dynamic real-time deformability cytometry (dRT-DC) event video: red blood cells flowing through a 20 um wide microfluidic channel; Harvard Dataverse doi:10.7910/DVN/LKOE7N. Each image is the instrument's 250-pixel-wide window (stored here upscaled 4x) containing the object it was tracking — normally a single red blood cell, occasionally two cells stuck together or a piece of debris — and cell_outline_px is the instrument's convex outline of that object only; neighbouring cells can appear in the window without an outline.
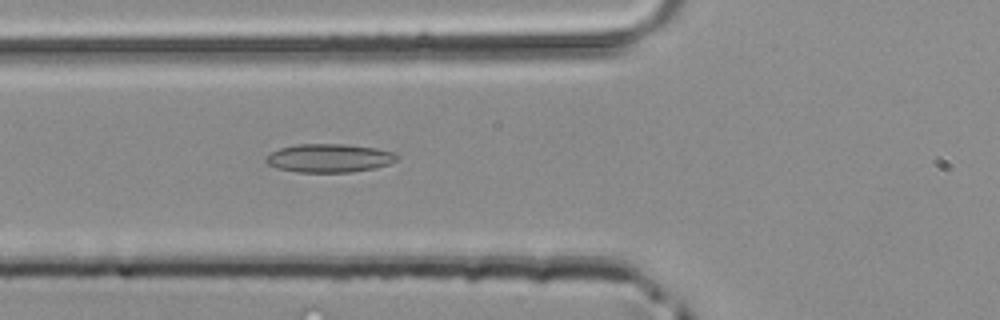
{"species": "common noctule bat (a hibernating species)", "species_latin": "Nyctalus noctula", "temperature_condition": "room temperature", "stored_images_in_passage": 44, "camera_frame_rate_fps": 3000, "um_per_image_px": 0.085, "animal": {"sex": "male", "body_mass_g": 20.4}, "frame": {"image": 1, "passage_image": 17, "time_ms": 5.333, "image_size_px": [1000, 320], "cell_outline_px": [[400, 156], [396, 160], [388, 164], [376, 168], [352, 172], [296, 172], [276, 168], [268, 164], [264, 160], [272, 152], [280, 148], [296, 144], [344, 144], [376, 148], [396, 152]], "centroid_in_image_um": [28.01, 13.44], "position_along_channel_um": 97.8, "area_um2": 21.85}}
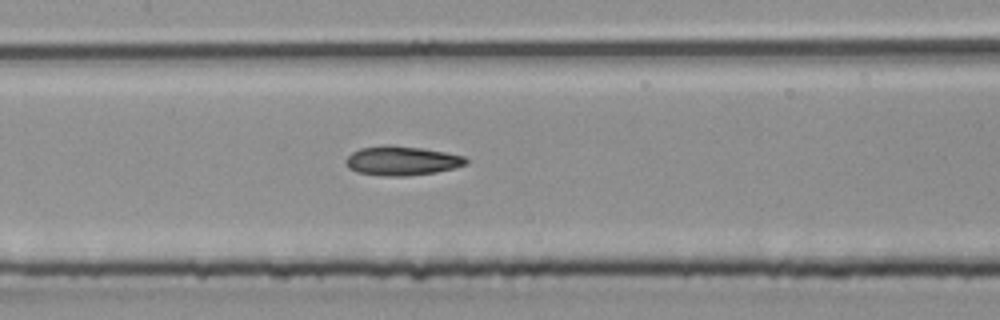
{"frame": {"image": 2, "passage_image": 22, "time_ms": 7.0, "image_size_px": [1000, 320], "cell_outline_px": [[468, 164], [436, 172], [404, 176], [384, 176], [356, 172], [348, 168], [344, 160], [352, 152], [360, 148], [384, 144], [388, 144], [420, 148], [444, 152], [464, 156], [468, 160]], "centroid_in_image_um": [34.11, 13.66], "position_along_channel_um": 173.3, "area_um2": 20.52}}
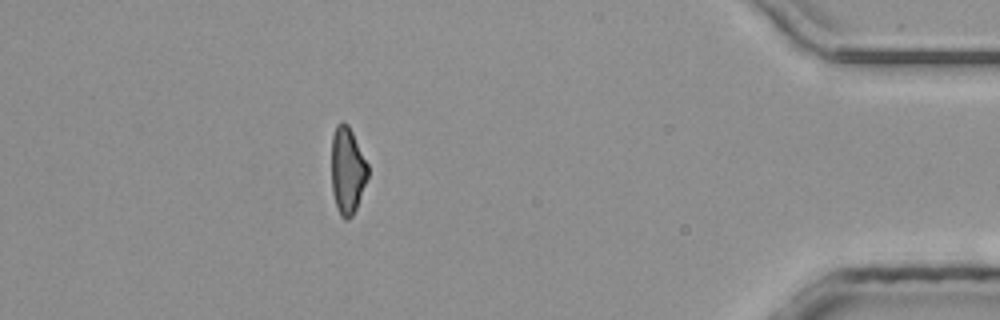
{"frame": {"image": 3, "passage_image": 41, "time_ms": 13.333, "image_size_px": [1000, 320], "cell_outline_px": [[368, 176], [356, 208], [352, 216], [348, 220], [344, 220], [340, 216], [332, 192], [332, 136], [336, 124], [340, 120], [344, 120], [348, 124], [368, 164]], "centroid_in_image_um": [29.52, 14.47], "position_along_channel_um": 405.7, "area_um2": 18.44}}